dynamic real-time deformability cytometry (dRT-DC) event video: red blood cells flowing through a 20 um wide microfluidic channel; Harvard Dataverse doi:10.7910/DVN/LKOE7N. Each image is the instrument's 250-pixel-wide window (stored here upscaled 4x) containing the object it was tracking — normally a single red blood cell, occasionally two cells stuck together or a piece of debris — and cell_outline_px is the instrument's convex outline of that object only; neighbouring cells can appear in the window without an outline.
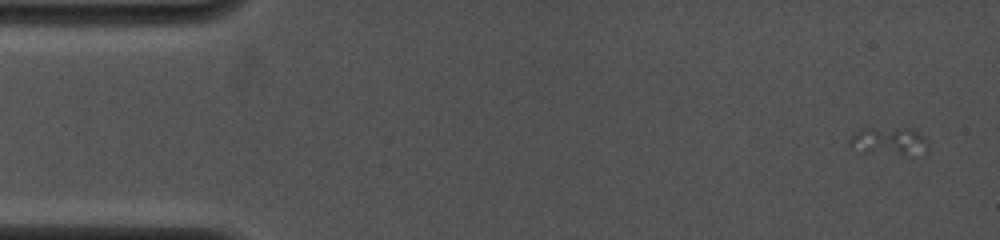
{"species": "common noctule bat (a hibernating species)", "species_latin": "Nyctalus noctula", "temperature_condition": "cold", "stored_images_in_passage": 6, "camera_frame_rate_fps": 4000, "um_per_image_px": 0.085, "animal": {"sex": "female", "body_mass_g": 19.0, "forearm_length_mm": 53.3}, "frame": {"image": 1, "passage_image": 1, "time_ms": 0.0, "image_size_px": [1000, 240], "cell_outline_px": [[928, 144], [904, 156], [864, 152], [848, 148], [848, 140], [856, 132], [864, 128], [912, 128], [924, 136], [928, 140]], "centroid_in_image_um": [75.44, 11.98], "position_along_channel_um": 9.6, "area_um2": 12.66}}